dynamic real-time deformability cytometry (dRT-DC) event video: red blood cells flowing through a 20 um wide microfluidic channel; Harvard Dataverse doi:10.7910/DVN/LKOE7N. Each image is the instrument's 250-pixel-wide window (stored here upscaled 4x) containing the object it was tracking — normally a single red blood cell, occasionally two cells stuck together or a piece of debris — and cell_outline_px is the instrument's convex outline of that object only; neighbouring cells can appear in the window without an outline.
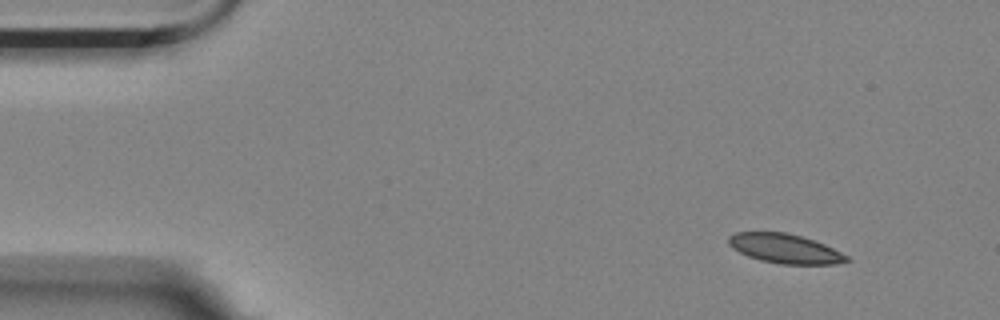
{"species": "Egyptian fruit bat (a non-hibernating species)", "species_latin": "Rousettus aegyptiacus", "temperature_condition": "room temperature", "stored_images_in_passage": 3, "camera_frame_rate_fps": 3000, "um_per_image_px": 0.085, "animal": {"sex": "female"}, "frame": {"image": 1, "passage_image": 1, "time_ms": 0.0, "image_size_px": [1000, 320], "cell_outline_px": [[852, 260], [836, 264], [780, 264], [760, 260], [748, 256], [732, 248], [728, 244], [728, 236], [736, 232], [784, 232], [800, 236], [824, 244], [848, 256]], "centroid_in_image_um": [66.7, 21.13], "position_along_channel_um": 18.3, "area_um2": 20.11}}